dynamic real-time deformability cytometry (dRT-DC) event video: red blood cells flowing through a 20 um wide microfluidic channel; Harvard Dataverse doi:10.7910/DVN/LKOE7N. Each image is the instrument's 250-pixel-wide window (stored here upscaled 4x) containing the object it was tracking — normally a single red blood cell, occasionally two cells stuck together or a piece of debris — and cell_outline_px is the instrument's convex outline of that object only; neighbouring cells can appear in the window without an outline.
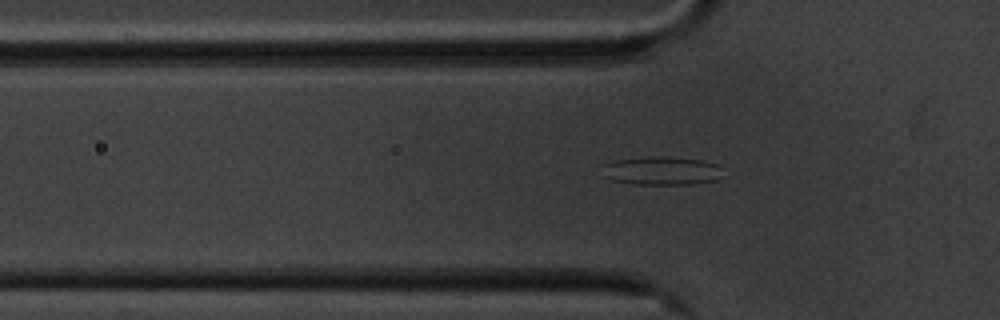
{"species": "common noctule bat (a hibernating species)", "species_latin": "Nyctalus noctula", "temperature_condition": "cold", "stored_images_in_passage": 58, "segment_of_instrument_passage": [1, 2], "camera_frame_rate_fps": 3000, "um_per_image_px": 0.085, "animal": {"sex": "male", "body_mass_g": 20.1, "forearm_length_mm": 53.5}, "frame": {"image": 1, "passage_image": 18, "time_ms": 5.667, "image_size_px": [1000, 320], "cell_outline_px": [[720, 176], [716, 180], [692, 184], [632, 184], [612, 180], [604, 176], [600, 164], [612, 160], [652, 156], [660, 156], [704, 160], [720, 164]], "centroid_in_image_um": [56.18, 14.5], "position_along_channel_um": 69.6, "area_um2": 20.29}}
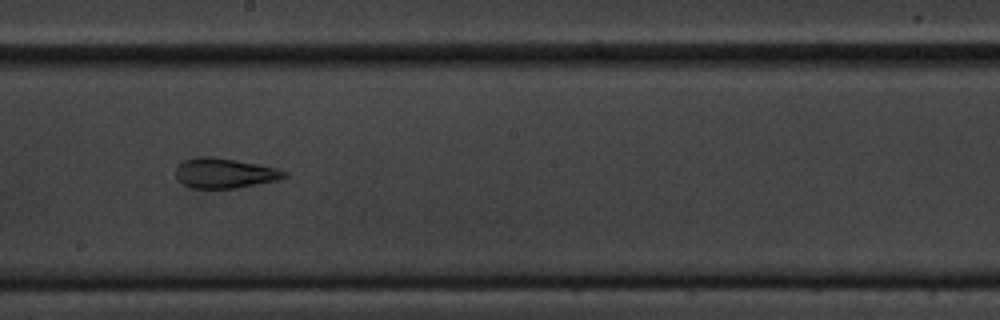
{"frame": {"image": 2, "passage_image": 32, "time_ms": 10.333, "image_size_px": [1000, 320], "cell_outline_px": [[288, 176], [276, 180], [236, 188], [192, 188], [184, 184], [176, 176], [176, 168], [184, 160], [196, 156], [212, 156], [256, 164], [276, 168], [288, 172]], "centroid_in_image_um": [19.08, 14.71], "position_along_channel_um": 229.1, "area_um2": 18.73}}
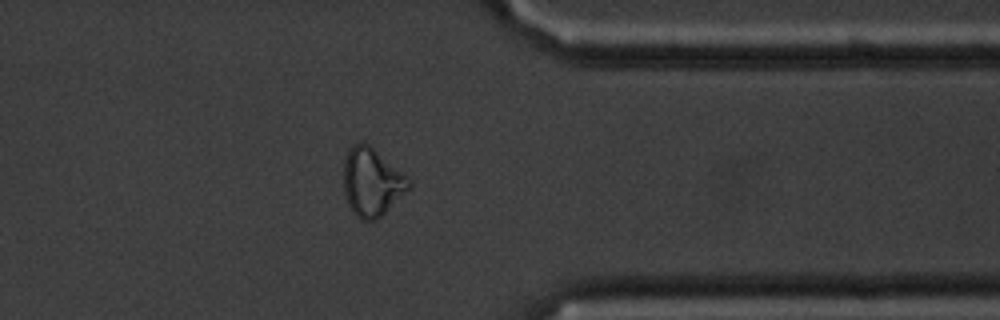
{"frame": {"image": 3, "passage_image": 46, "time_ms": 15.0, "image_size_px": [1000, 320], "cell_outline_px": [[412, 184], [376, 220], [360, 220], [352, 212], [348, 204], [344, 192], [344, 160], [348, 148], [352, 144], [360, 140], [368, 144], [408, 176], [412, 180]], "centroid_in_image_um": [31.57, 15.44], "position_along_channel_um": 379.8, "area_um2": 25.72}}